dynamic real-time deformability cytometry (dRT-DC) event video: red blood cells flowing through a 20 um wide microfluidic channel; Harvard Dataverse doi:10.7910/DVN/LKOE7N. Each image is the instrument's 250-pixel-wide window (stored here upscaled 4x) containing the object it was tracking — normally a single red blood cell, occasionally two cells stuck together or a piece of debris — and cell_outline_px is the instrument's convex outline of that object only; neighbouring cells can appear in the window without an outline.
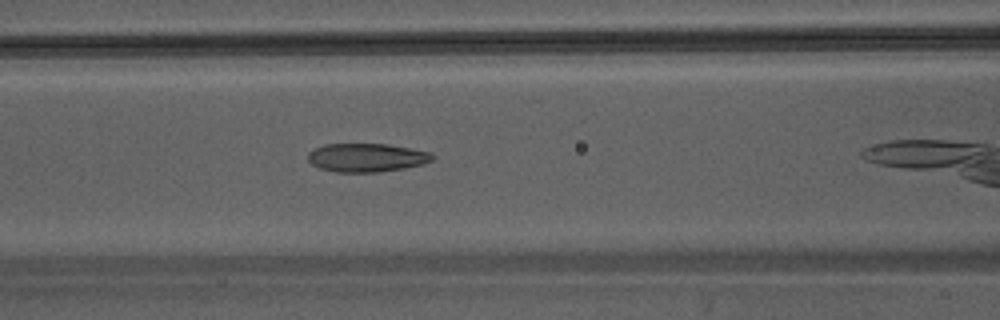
{"species": "Egyptian fruit bat (a non-hibernating species)", "species_latin": "Rousettus aegyptiacus", "temperature_condition": "warm", "stored_images_in_passage": 22, "camera_frame_rate_fps": 3000, "um_per_image_px": 0.085, "animal": {"sex": "male"}, "frame": {"image": 1, "passage_image": 13, "time_ms": 4.0, "image_size_px": [1000, 320], "cell_outline_px": [[436, 156], [432, 160], [424, 164], [404, 168], [380, 172], [336, 172], [320, 168], [312, 164], [308, 160], [308, 152], [324, 144], [388, 144], [412, 148], [432, 152]], "centroid_in_image_um": [31.21, 13.39], "position_along_channel_um": 135.4, "area_um2": 20.87}}